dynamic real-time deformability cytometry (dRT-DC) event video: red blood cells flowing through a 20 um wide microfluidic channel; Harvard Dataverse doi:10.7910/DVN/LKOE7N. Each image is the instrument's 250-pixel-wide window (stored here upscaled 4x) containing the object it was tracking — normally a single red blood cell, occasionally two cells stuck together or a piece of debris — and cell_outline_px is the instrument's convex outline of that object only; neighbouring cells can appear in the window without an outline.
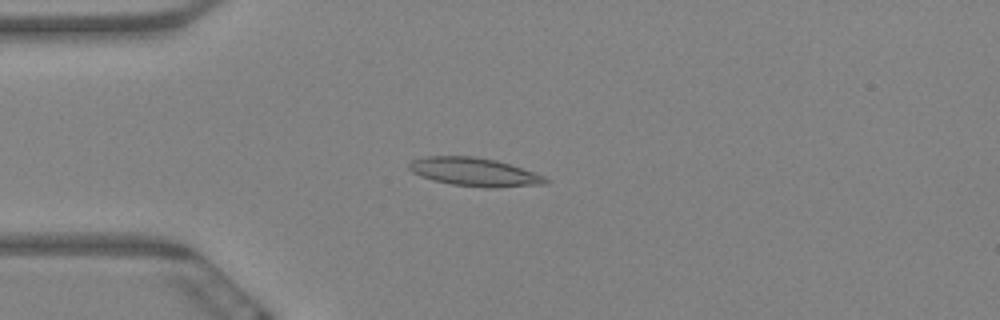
{"species": "Egyptian fruit bat (a non-hibernating species)", "species_latin": "Rousettus aegyptiacus", "temperature_condition": "warm", "stored_images_in_passage": 6, "camera_frame_rate_fps": 3000, "um_per_image_px": 0.085, "animal": {"sex": "female"}, "frame": {"image": 1, "passage_image": 4, "time_ms": 1.0, "image_size_px": [1000, 320], "cell_outline_px": [[548, 184], [496, 188], [484, 188], [452, 184], [432, 180], [420, 176], [412, 172], [408, 168], [408, 164], [412, 160], [424, 156], [472, 156], [496, 160], [544, 176], [548, 180]], "centroid_in_image_um": [40.29, 14.63], "position_along_channel_um": 44.7, "area_um2": 22.6}}
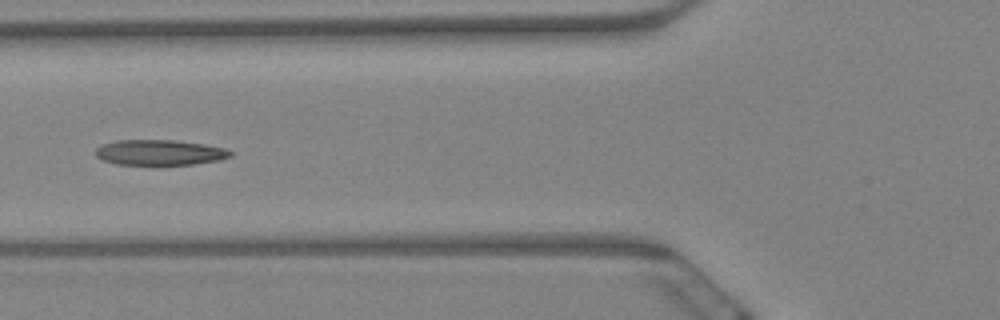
{"frame": {"image": 2, "passage_image": 6, "time_ms": 1.667, "image_size_px": [1000, 320], "cell_outline_px": [[232, 156], [220, 160], [192, 164], [152, 168], [116, 164], [100, 160], [96, 156], [96, 148], [104, 144], [116, 140], [176, 140], [204, 144], [224, 148], [232, 152]], "centroid_in_image_um": [13.54, 13.01], "position_along_channel_um": 112.3, "area_um2": 20.98}}